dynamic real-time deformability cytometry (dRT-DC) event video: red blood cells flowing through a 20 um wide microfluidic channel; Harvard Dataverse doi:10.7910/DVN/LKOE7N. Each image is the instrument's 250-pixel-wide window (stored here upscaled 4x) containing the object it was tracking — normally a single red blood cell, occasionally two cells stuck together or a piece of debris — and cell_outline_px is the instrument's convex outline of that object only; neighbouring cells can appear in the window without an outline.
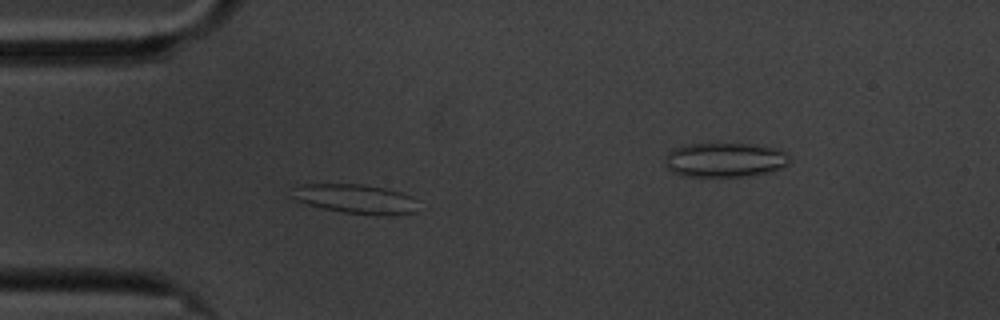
{"species": "common noctule bat (a hibernating species)", "species_latin": "Nyctalus noctula", "temperature_condition": "cold", "stored_images_in_passage": 53, "camera_frame_rate_fps": 3000, "um_per_image_px": 0.085, "animal": {"sex": "male", "body_mass_g": 20.1, "forearm_length_mm": 53.5}, "frame": {"image": 1, "passage_image": 10, "time_ms": 3.0, "image_size_px": [1000, 320], "cell_outline_px": [[416, 212], [392, 216], [384, 216], [344, 212], [324, 208], [308, 204], [296, 200], [288, 196], [300, 184], [360, 184], [384, 188], [400, 192], [412, 196]], "centroid_in_image_um": [30.2, 16.91], "position_along_channel_um": 54.8, "area_um2": 21.39}}
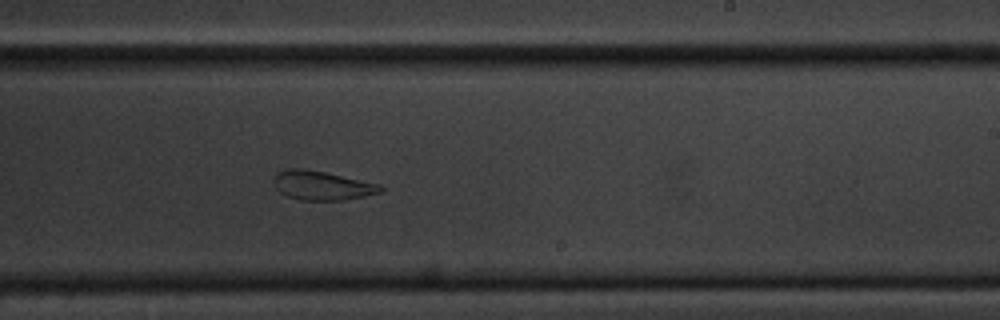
{"frame": {"image": 2, "passage_image": 29, "time_ms": 9.333, "image_size_px": [1000, 320], "cell_outline_px": [[384, 188], [380, 192], [364, 196], [344, 200], [300, 200], [288, 196], [280, 192], [276, 188], [272, 180], [276, 172], [288, 168], [300, 168], [324, 172], [380, 184]], "centroid_in_image_um": [27.33, 15.76], "position_along_channel_um": 261.7, "area_um2": 18.03}}
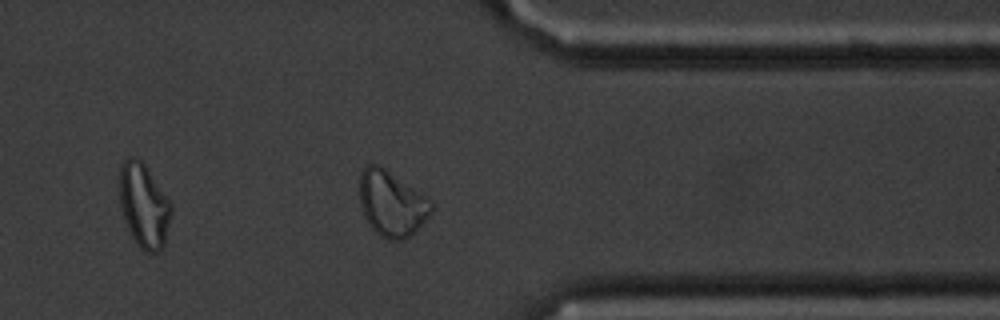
{"frame": {"image": 3, "passage_image": 40, "time_ms": 13.0, "image_size_px": [1000, 320], "cell_outline_px": [[432, 212], [416, 232], [404, 240], [388, 240], [380, 236], [368, 224], [364, 216], [360, 204], [360, 172], [368, 164], [376, 164], [384, 168], [420, 192], [432, 204]], "centroid_in_image_um": [33.28, 17.34], "position_along_channel_um": 378.1, "area_um2": 27.22}, "authors_computed_cell_mechanics": {"area_um2": 21.386, "velocity_mm_per_s": 3.3567, "shape_relaxation_time_tau1_ms": null, "shape_relaxation_time_tau2_ms": 1.8145, "deformation_change_tau1": null, "deformation_change_tau2": 0.0801}}